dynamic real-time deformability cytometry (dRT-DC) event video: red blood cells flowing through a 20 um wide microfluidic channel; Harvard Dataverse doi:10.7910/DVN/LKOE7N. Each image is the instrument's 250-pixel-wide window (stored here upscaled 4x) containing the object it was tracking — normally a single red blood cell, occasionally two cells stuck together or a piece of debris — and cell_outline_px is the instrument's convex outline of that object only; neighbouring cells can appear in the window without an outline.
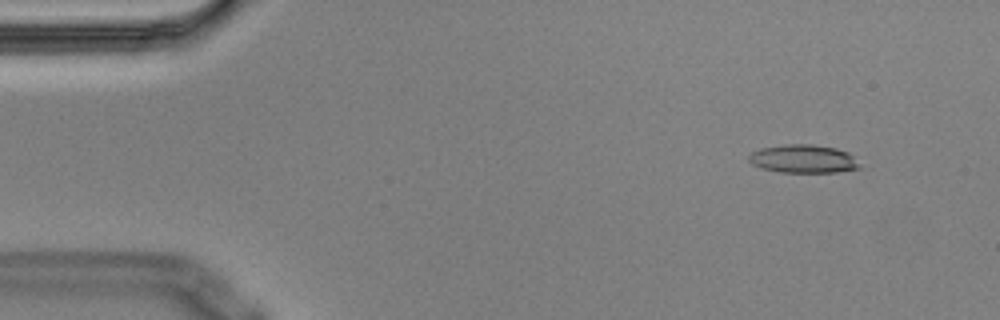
{"species": "Egyptian fruit bat (a non-hibernating species)", "species_latin": "Rousettus aegyptiacus", "temperature_condition": "cold", "stored_images_in_passage": 4, "camera_frame_rate_fps": 3000, "um_per_image_px": 0.085, "animal": {"sex": "male"}, "frame": {"image": 1, "passage_image": 2, "time_ms": 0.333, "image_size_px": [1000, 320], "cell_outline_px": [[860, 168], [836, 172], [780, 172], [764, 168], [752, 164], [748, 160], [748, 156], [752, 152], [760, 148], [784, 144], [812, 144], [836, 148], [848, 152], [860, 164]], "centroid_in_image_um": [68.27, 13.49], "position_along_channel_um": 16.7, "area_um2": 18.21}}